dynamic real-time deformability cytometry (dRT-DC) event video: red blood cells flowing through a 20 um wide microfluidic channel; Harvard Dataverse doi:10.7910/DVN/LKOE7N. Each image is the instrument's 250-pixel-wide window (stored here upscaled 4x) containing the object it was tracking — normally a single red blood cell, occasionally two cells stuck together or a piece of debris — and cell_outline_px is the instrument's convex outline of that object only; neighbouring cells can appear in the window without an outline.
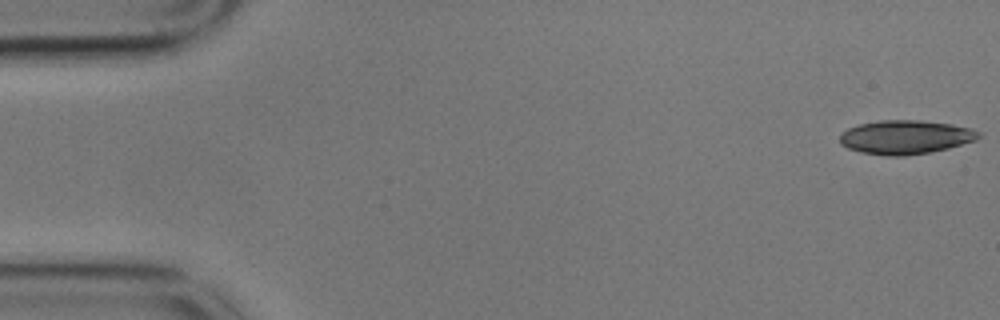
{"species": "common noctule bat (a hibernating species)", "species_latin": "Nyctalus noctula", "temperature_condition": "cold", "stored_images_in_passage": 55, "camera_frame_rate_fps": 3000, "um_per_image_px": 0.085, "animal": {"sex": "male", "body_mass_g": 17.9}, "frame": {"image": 1, "passage_image": 1, "time_ms": 0.0, "image_size_px": [1000, 320], "cell_outline_px": [[980, 136], [976, 140], [948, 148], [932, 152], [904, 156], [888, 156], [860, 152], [848, 148], [840, 144], [840, 136], [848, 128], [860, 124], [880, 120], [920, 120], [952, 124], [972, 128], [980, 132]], "centroid_in_image_um": [76.98, 11.66], "position_along_channel_um": 8.0, "area_um2": 27.46}}